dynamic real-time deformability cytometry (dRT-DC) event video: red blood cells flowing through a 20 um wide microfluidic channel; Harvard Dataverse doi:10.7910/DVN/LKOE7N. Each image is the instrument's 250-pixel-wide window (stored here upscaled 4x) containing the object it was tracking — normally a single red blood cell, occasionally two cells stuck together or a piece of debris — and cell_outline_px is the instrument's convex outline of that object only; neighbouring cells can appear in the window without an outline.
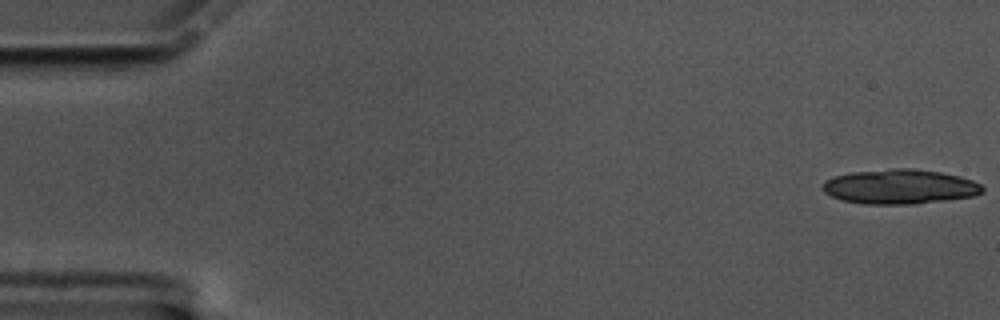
{"species": "common noctule bat (a hibernating species)", "species_latin": "Nyctalus noctula", "temperature_condition": "cold", "stored_images_in_passage": 17, "camera_frame_rate_fps": 3000, "um_per_image_px": 0.085, "animal": {"sex": "male", "body_mass_g": 17.5, "forearm_length_mm": 52.3}, "frame": {"image": 1, "passage_image": 1, "time_ms": 0.0, "image_size_px": [1000, 320], "cell_outline_px": [[984, 192], [976, 196], [912, 204], [864, 204], [844, 200], [832, 196], [824, 192], [820, 188], [820, 184], [824, 180], [832, 176], [852, 172], [892, 168], [912, 168], [940, 172], [960, 176], [972, 180], [980, 184], [984, 188]], "centroid_in_image_um": [76.46, 15.86], "position_along_channel_um": 8.5, "area_um2": 32.54}}